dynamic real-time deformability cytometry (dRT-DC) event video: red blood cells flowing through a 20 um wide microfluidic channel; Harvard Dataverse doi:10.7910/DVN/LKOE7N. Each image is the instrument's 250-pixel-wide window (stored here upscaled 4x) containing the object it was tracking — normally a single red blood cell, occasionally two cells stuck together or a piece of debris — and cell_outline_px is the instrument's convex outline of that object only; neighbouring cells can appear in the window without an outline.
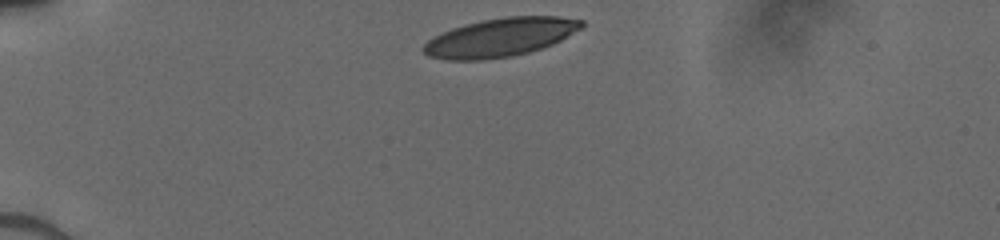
{"species": "human", "species_latin": "Homo sapiens", "temperature_condition": "cold", "stored_images_in_passage": 31, "camera_frame_rate_fps": 3000, "um_per_image_px": 0.085, "donor": {"sex": "male"}, "frame": {"image": 1, "passage_image": 1, "time_ms": 0.0, "image_size_px": [1000, 240], "cell_outline_px": [[584, 24], [580, 28], [560, 40], [552, 44], [528, 52], [512, 56], [484, 60], [444, 60], [428, 56], [420, 48], [432, 36], [452, 28], [464, 24], [480, 20], [504, 16], [560, 16], [584, 20]], "centroid_in_image_um": [42.47, 3.17], "position_along_channel_um": 42.5, "area_um2": 35.66}}
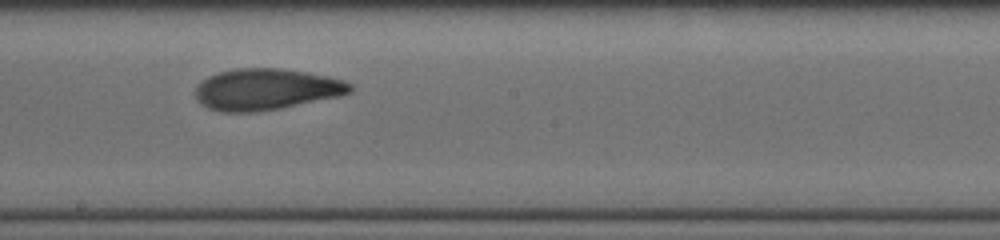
{"frame": {"image": 2, "passage_image": 18, "time_ms": 5.667, "image_size_px": [1000, 240], "cell_outline_px": [[352, 92], [340, 96], [280, 108], [256, 112], [220, 112], [208, 108], [200, 104], [196, 100], [196, 88], [208, 76], [220, 72], [236, 68], [280, 68], [308, 72], [328, 76], [344, 80], [352, 84]], "centroid_in_image_um": [22.64, 7.59], "position_along_channel_um": 225.6, "area_um2": 37.34}}
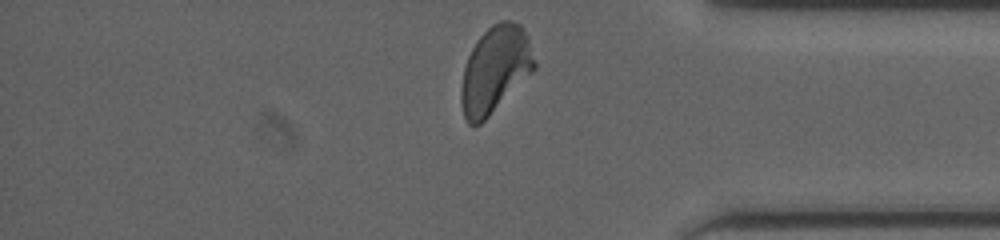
{"frame": {"image": 3, "passage_image": 31, "time_ms": 10.0, "image_size_px": [1000, 240], "cell_outline_px": [[536, 68], [480, 124], [468, 124], [464, 116], [460, 104], [460, 92], [464, 68], [468, 56], [476, 40], [492, 24], [500, 20], [508, 20], [520, 24], [528, 36], [536, 64]], "centroid_in_image_um": [42.07, 5.89], "position_along_channel_um": 393.1, "area_um2": 36.7}}